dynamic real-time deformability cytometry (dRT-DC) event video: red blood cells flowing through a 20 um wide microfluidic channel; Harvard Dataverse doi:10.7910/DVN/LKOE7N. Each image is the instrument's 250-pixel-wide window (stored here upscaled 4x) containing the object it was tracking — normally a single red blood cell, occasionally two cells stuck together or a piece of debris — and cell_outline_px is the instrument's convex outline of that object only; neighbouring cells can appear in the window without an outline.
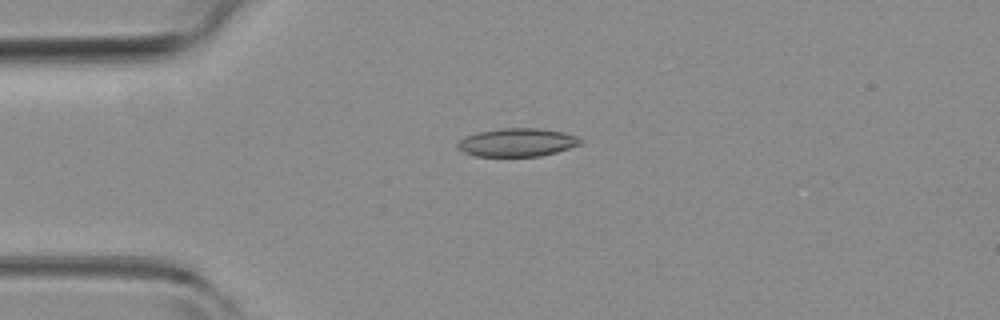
{"species": "common noctule bat (a hibernating species)", "species_latin": "Nyctalus noctula", "temperature_condition": "room temperature", "stored_images_in_passage": 3, "camera_frame_rate_fps": 3000, "um_per_image_px": 0.085, "animal": {"sex": "female", "body_mass_g": 19.3, "forearm_length_mm": 54.1}, "frame": {"image": 1, "passage_image": 2, "time_ms": 0.333, "image_size_px": [1000, 320], "cell_outline_px": [[584, 140], [580, 144], [556, 152], [540, 156], [476, 156], [464, 152], [456, 148], [456, 144], [464, 136], [476, 132], [504, 128], [540, 128], [564, 132], [576, 136]], "centroid_in_image_um": [43.94, 12.1], "position_along_channel_um": 41.1, "area_um2": 20.29}}